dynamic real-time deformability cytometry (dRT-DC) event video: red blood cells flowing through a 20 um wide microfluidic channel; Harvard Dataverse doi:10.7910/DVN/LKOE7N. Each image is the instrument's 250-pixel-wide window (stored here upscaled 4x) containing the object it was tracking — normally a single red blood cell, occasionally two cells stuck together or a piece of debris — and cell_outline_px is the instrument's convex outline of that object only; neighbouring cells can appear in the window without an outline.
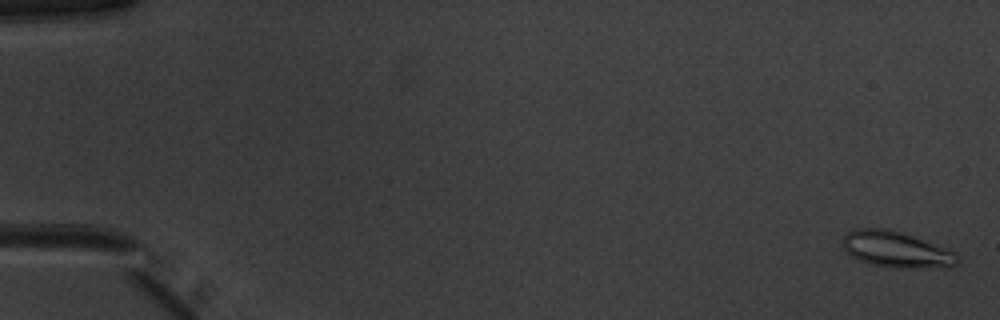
{"species": "common noctule bat (a hibernating species)", "species_latin": "Nyctalus noctula", "temperature_condition": "warm", "stored_images_in_passage": 54, "camera_frame_rate_fps": 3000, "um_per_image_px": 0.085, "animal": {"sex": "male", "body_mass_g": 20.1, "forearm_length_mm": 53.5}, "frame": {"image": 1, "passage_image": 2, "time_ms": 0.333, "image_size_px": [1000, 320], "cell_outline_px": [[960, 260], [956, 264], [948, 268], [888, 268], [872, 264], [860, 260], [844, 252], [840, 244], [840, 240], [852, 228], [888, 228], [948, 248], [956, 252], [960, 256]], "centroid_in_image_um": [76.18, 21.22], "position_along_channel_um": 8.8, "area_um2": 24.8}}
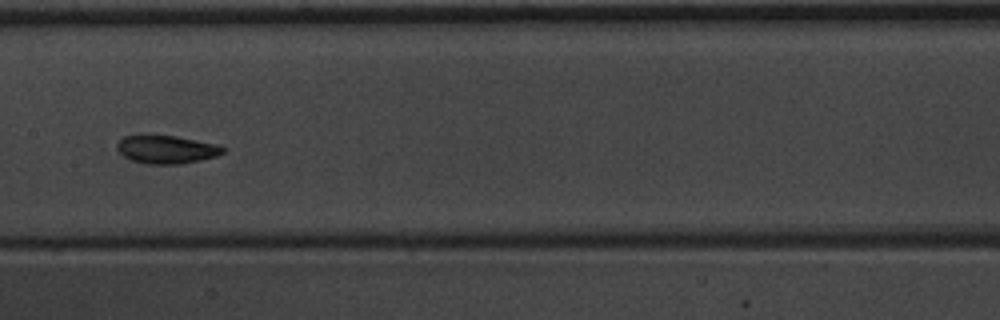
{"frame": {"image": 2, "passage_image": 28, "time_ms": 9.0, "image_size_px": [1000, 320], "cell_outline_px": [[224, 152], [216, 156], [200, 160], [180, 164], [148, 164], [132, 160], [124, 156], [116, 148], [116, 144], [124, 136], [176, 136], [216, 144], [224, 148]], "centroid_in_image_um": [14.15, 12.71], "position_along_channel_um": 193.3, "area_um2": 17.05}}
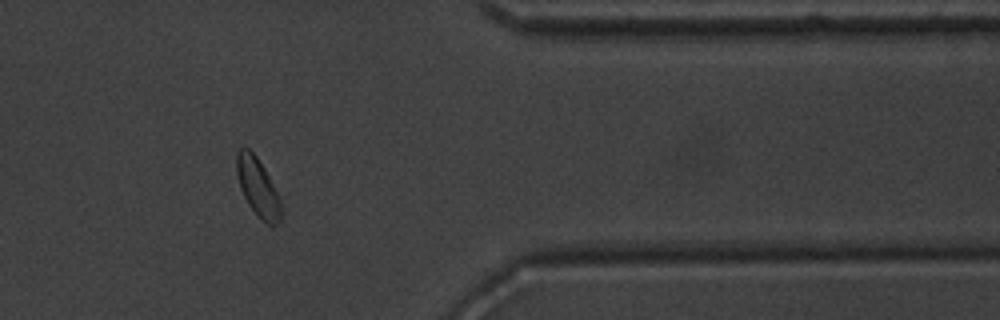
{"frame": {"image": 3, "passage_image": 44, "time_ms": 14.333, "image_size_px": [1000, 320], "cell_outline_px": [[284, 212], [280, 220], [272, 228], [260, 220], [248, 204], [240, 188], [236, 172], [236, 152], [240, 148], [248, 148], [256, 156], [280, 192], [284, 208]], "centroid_in_image_um": [21.99, 15.99], "position_along_channel_um": 389.4, "area_um2": 15.9}, "authors_computed_cell_mechanics": {"area_um2": 17.5423, "velocity_mm_per_s": 3.9595, "shape_relaxation_time_tau1_ms": 1.9467, "shape_relaxation_time_tau2_ms": 7.5628, "deformation_change_tau1": 0.1065, "deformation_change_tau2": 0.1341}}